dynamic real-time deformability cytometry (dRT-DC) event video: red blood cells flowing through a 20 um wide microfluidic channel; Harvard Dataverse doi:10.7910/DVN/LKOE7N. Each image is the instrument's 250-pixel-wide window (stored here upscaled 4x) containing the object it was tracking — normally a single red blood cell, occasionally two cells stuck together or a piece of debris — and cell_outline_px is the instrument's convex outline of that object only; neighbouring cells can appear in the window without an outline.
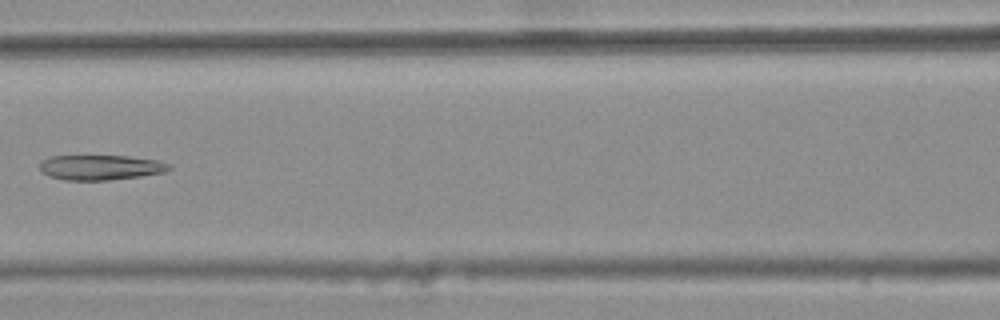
{"species": "common noctule bat (a hibernating species)", "species_latin": "Nyctalus noctula", "temperature_condition": "warm", "stored_images_in_passage": 7, "camera_frame_rate_fps": 3000, "um_per_image_px": 0.085, "animal": {"sex": "female", "body_mass_g": 25.1}, "frame": {"image": 1, "passage_image": 6, "time_ms": 1.667, "image_size_px": [1000, 320], "cell_outline_px": [[172, 168], [164, 172], [140, 176], [108, 180], [64, 180], [48, 176], [40, 172], [40, 164], [48, 156], [128, 156], [156, 160], [172, 164]], "centroid_in_image_um": [8.54, 14.23], "position_along_channel_um": 158.1, "area_um2": 18.9}}
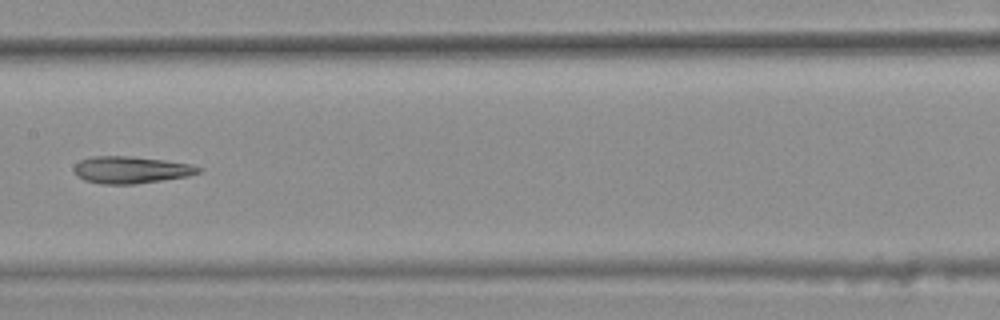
{"frame": {"image": 2, "passage_image": 7, "time_ms": 2.0, "image_size_px": [1000, 320], "cell_outline_px": [[204, 168], [200, 172], [188, 176], [136, 184], [100, 184], [84, 180], [76, 176], [72, 168], [80, 160], [92, 156], [132, 156], [164, 160], [192, 164]], "centroid_in_image_um": [11.12, 14.43], "position_along_channel_um": 196.3, "area_um2": 19.83}}